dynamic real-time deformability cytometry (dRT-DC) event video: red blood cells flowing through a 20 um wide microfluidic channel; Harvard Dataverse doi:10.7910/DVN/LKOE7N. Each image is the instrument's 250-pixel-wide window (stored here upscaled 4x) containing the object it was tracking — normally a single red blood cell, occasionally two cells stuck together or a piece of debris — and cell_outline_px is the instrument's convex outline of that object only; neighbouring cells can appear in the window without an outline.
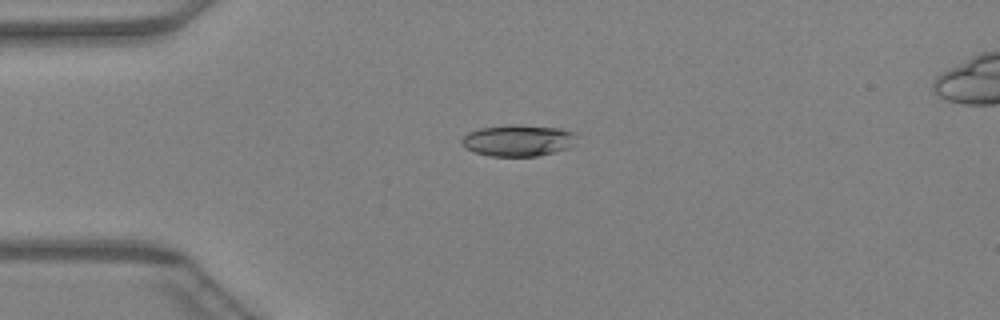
{"species": "Egyptian fruit bat (a non-hibernating species)", "species_latin": "Rousettus aegyptiacus", "temperature_condition": "warm", "stored_images_in_passage": 47, "camera_frame_rate_fps": 3000, "um_per_image_px": 0.085, "animal": {"sex": "female"}, "frame": {"image": 1, "passage_image": 12, "time_ms": 3.667, "image_size_px": [1000, 320], "cell_outline_px": [[580, 132], [576, 144], [568, 148], [536, 156], [492, 156], [476, 152], [464, 148], [460, 144], [460, 140], [468, 132], [480, 128], [512, 124], [520, 124], [560, 128]], "centroid_in_image_um": [44.1, 11.92], "position_along_channel_um": 40.9, "area_um2": 21.56}}
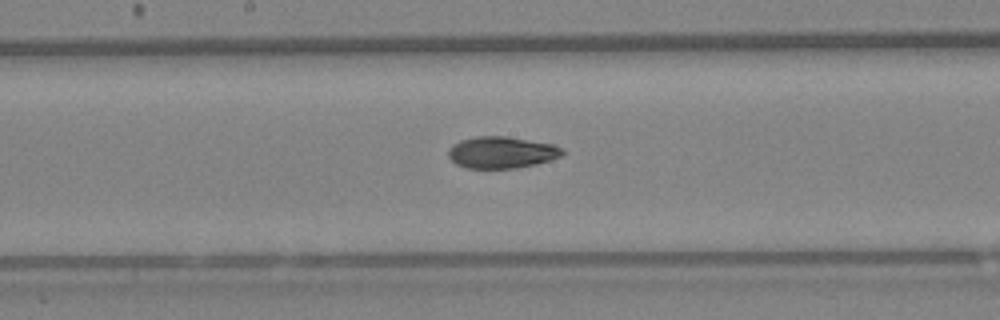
{"frame": {"image": 2, "passage_image": 25, "time_ms": 8.0, "image_size_px": [1000, 320], "cell_outline_px": [[564, 152], [560, 156], [536, 164], [516, 168], [468, 168], [456, 164], [448, 156], [448, 148], [452, 144], [460, 140], [476, 136], [504, 136], [552, 144], [560, 148]], "centroid_in_image_um": [42.57, 12.95], "position_along_channel_um": 205.6, "area_um2": 20.87}}
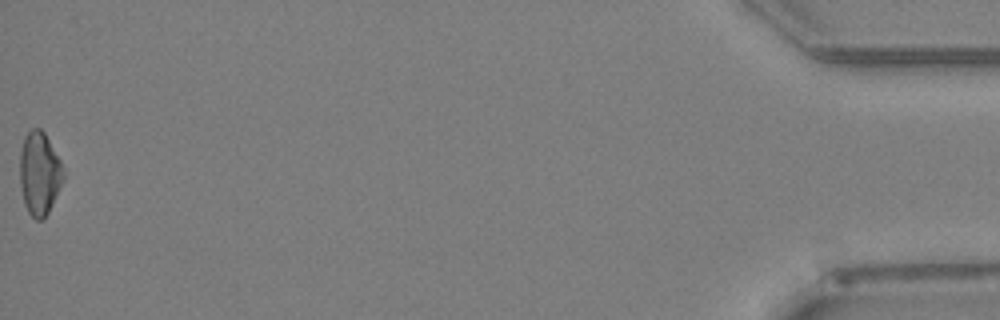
{"frame": {"image": 3, "passage_image": 47, "time_ms": 15.333, "image_size_px": [1000, 320], "cell_outline_px": [[64, 180], [48, 212], [40, 220], [36, 220], [28, 212], [24, 204], [20, 184], [20, 152], [24, 136], [32, 128], [40, 128], [44, 132], [60, 160], [64, 172]], "centroid_in_image_um": [3.35, 14.73], "position_along_channel_um": 431.9, "area_um2": 20.98}}